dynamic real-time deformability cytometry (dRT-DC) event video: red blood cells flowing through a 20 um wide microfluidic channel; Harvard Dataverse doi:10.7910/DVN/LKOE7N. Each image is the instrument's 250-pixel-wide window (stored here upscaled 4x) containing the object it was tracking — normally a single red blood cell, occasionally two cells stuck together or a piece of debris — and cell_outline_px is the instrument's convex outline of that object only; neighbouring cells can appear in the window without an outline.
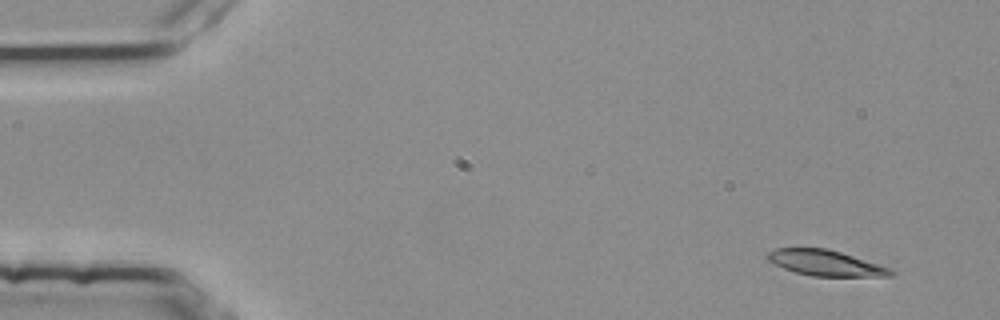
{"species": "common noctule bat (a hibernating species)", "species_latin": "Nyctalus noctula", "temperature_condition": "room temperature", "stored_images_in_passage": 13, "camera_frame_rate_fps": 3000, "um_per_image_px": 0.085, "animal": {"sex": "female", "body_mass_g": 25.1}, "frame": {"image": 1, "passage_image": 1, "time_ms": 0.0, "image_size_px": [1000, 320], "cell_outline_px": [[896, 272], [892, 276], [812, 276], [796, 272], [784, 268], [768, 260], [764, 256], [768, 252], [776, 248], [828, 248], [888, 268]], "centroid_in_image_um": [70.12, 22.35], "position_along_channel_um": 14.9, "area_um2": 18.09}}